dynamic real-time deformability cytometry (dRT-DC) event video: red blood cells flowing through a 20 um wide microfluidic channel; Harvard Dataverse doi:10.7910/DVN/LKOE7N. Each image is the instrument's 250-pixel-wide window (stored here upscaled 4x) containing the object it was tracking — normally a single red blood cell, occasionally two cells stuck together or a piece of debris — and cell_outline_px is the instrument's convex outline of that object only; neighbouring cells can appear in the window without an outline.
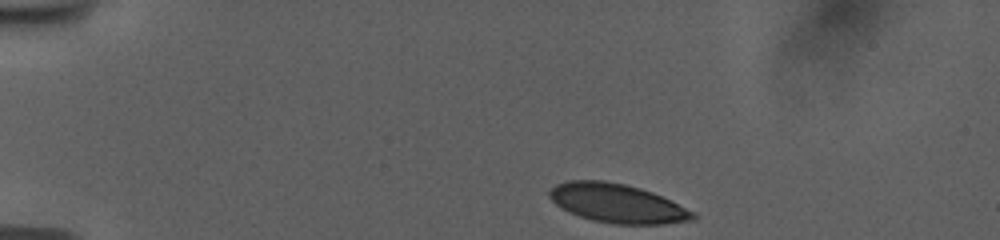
{"species": "human", "species_latin": "Homo sapiens", "temperature_condition": "room temperature", "stored_images_in_passage": 38, "camera_frame_rate_fps": 3000, "um_per_image_px": 0.085, "donor": {"sex": "female"}, "frame": {"image": 1, "passage_image": 1, "time_ms": 0.0, "image_size_px": [1000, 240], "cell_outline_px": [[696, 220], [664, 224], [616, 224], [592, 220], [568, 212], [560, 208], [548, 196], [548, 192], [556, 184], [568, 180], [604, 180], [624, 184], [640, 188], [652, 192], [696, 212]], "centroid_in_image_um": [52.47, 17.28], "position_along_channel_um": 32.5, "area_um2": 32.66}}
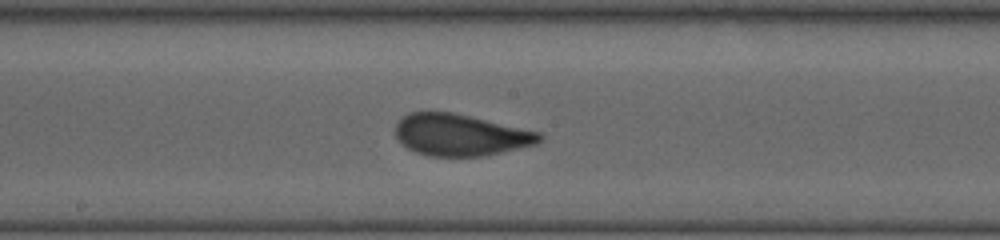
{"frame": {"image": 2, "passage_image": 21, "time_ms": 6.667, "image_size_px": [1000, 240], "cell_outline_px": [[544, 136], [540, 144], [484, 156], [428, 156], [416, 152], [408, 148], [396, 136], [396, 124], [408, 112], [452, 112], [544, 132]], "centroid_in_image_um": [39.23, 11.47], "position_along_channel_um": 209.0, "area_um2": 35.26}}
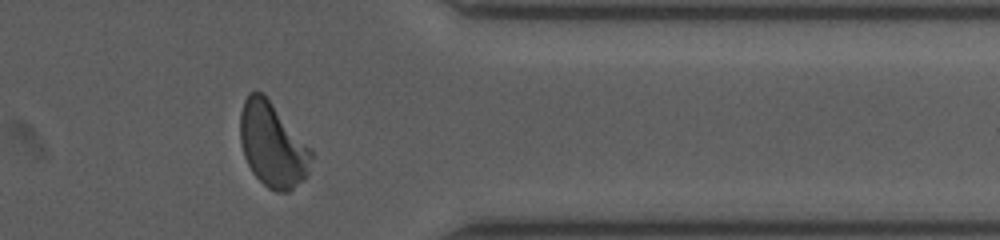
{"frame": {"image": 3, "passage_image": 36, "time_ms": 11.667, "image_size_px": [1000, 240], "cell_outline_px": [[312, 156], [308, 172], [304, 180], [288, 192], [276, 192], [268, 188], [252, 172], [244, 156], [240, 140], [240, 112], [244, 100], [248, 92], [260, 92], [268, 100], [312, 148]], "centroid_in_image_um": [23.16, 12.34], "position_along_channel_um": 388.2, "area_um2": 34.74}, "authors_computed_cell_mechanics": {"area_um2": 35.0846, "velocity_mm_per_s": 3.7525, "shape_relaxation_time_tau1_ms": 5.7714, "shape_relaxation_time_tau2_ms": null, "deformation_change_tau1": 0.1917, "deformation_change_tau2": null}}